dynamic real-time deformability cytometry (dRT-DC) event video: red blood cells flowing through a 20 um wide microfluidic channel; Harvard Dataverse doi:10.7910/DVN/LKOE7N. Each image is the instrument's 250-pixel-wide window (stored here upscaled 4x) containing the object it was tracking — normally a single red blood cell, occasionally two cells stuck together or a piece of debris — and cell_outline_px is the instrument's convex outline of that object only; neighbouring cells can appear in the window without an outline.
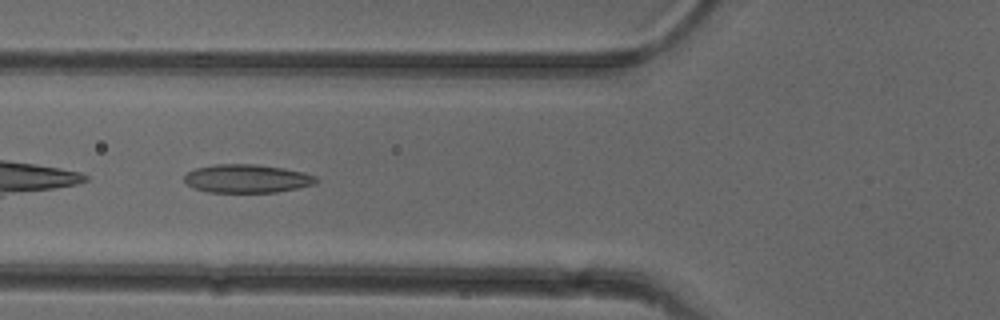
{"species": "common noctule bat (a hibernating species)", "species_latin": "Nyctalus noctula", "temperature_condition": "cold", "stored_images_in_passage": 35, "camera_frame_rate_fps": 3000, "um_per_image_px": 0.085, "animal": {"sex": "female"}, "frame": {"image": 1, "passage_image": 3, "time_ms": 0.667, "image_size_px": [1000, 320], "cell_outline_px": [[320, 180], [316, 184], [276, 192], [208, 192], [192, 188], [184, 180], [184, 176], [188, 172], [196, 168], [216, 164], [256, 164], [284, 168], [304, 172], [316, 176]], "centroid_in_image_um": [21.01, 15.18], "position_along_channel_um": 104.8, "area_um2": 21.91}}
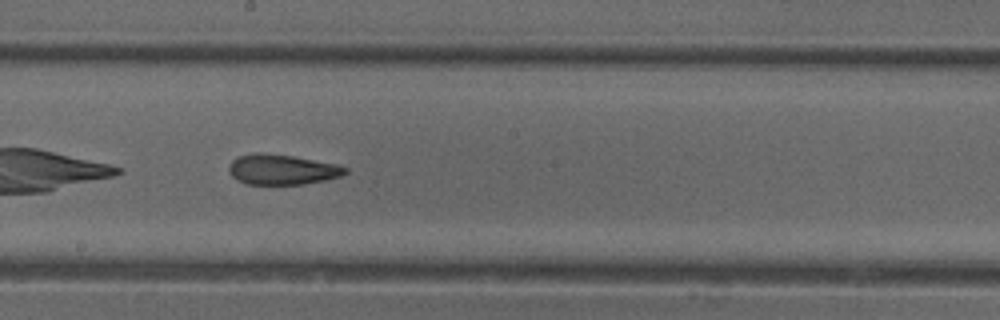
{"frame": {"image": 2, "passage_image": 12, "time_ms": 3.667, "image_size_px": [1000, 320], "cell_outline_px": [[348, 172], [340, 176], [324, 180], [304, 184], [248, 184], [232, 176], [228, 172], [228, 168], [232, 160], [240, 156], [252, 152], [260, 152], [292, 156], [340, 164], [348, 168]], "centroid_in_image_um": [24.0, 14.4], "position_along_channel_um": 224.2, "area_um2": 20.52}}
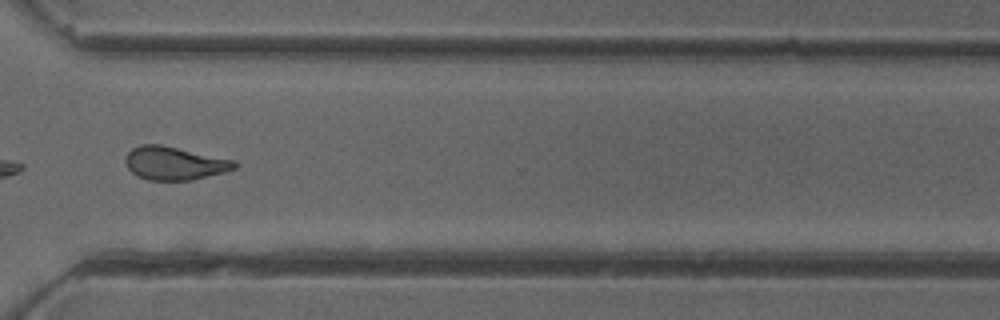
{"frame": {"image": 3, "passage_image": 22, "time_ms": 7.0, "image_size_px": [1000, 320], "cell_outline_px": [[240, 164], [236, 168], [224, 172], [192, 180], [148, 180], [136, 176], [128, 168], [124, 160], [128, 152], [132, 148], [140, 144], [160, 144], [236, 160]], "centroid_in_image_um": [14.84, 13.87], "position_along_channel_um": 355.8, "area_um2": 21.33}}